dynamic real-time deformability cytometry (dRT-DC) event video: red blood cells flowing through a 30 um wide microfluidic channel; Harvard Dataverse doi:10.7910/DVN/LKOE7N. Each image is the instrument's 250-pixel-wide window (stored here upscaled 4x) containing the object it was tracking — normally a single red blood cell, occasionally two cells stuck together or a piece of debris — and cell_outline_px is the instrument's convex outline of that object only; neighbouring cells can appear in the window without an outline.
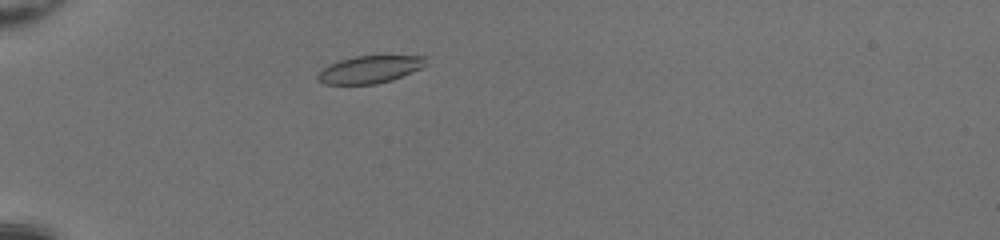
{"species": "common noctule bat (a hibernating species)", "species_latin": "Nyctalus noctula", "temperature_condition": "room temperature", "stored_images_in_passage": 41, "camera_frame_rate_fps": 3000, "um_per_image_px": 0.085, "animal": {"sex": "female", "body_mass_g": 20.0, "forearm_length_mm": 54.0}, "frame": {"image": 1, "passage_image": 7, "time_ms": 2.0, "image_size_px": [1000, 240], "cell_outline_px": [[428, 64], [412, 72], [392, 80], [376, 84], [324, 84], [316, 80], [316, 72], [328, 64], [340, 60], [356, 56], [428, 56]], "centroid_in_image_um": [31.4, 5.9], "position_along_channel_um": 53.6, "area_um2": 17.51}}
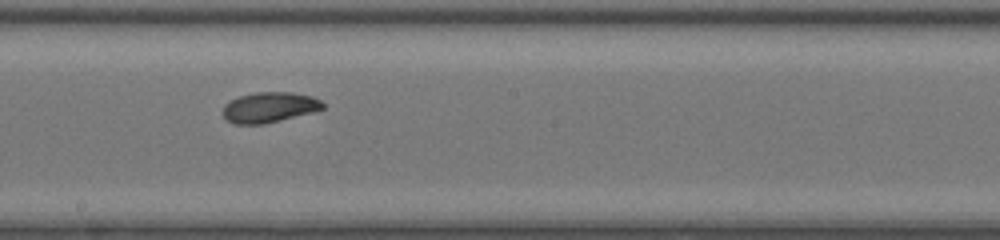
{"frame": {"image": 2, "passage_image": 21, "time_ms": 6.667, "image_size_px": [1000, 240], "cell_outline_px": [[324, 108], [312, 112], [264, 124], [232, 124], [220, 112], [224, 104], [240, 96], [256, 92], [292, 92], [312, 96], [320, 100], [324, 104]], "centroid_in_image_um": [22.86, 9.12], "position_along_channel_um": 225.3, "area_um2": 17.69}}
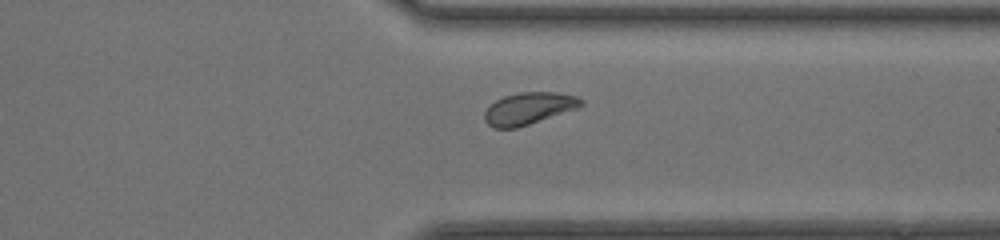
{"frame": {"image": 3, "passage_image": 31, "time_ms": 10.0, "image_size_px": [1000, 240], "cell_outline_px": [[584, 104], [580, 108], [516, 128], [492, 128], [484, 120], [484, 112], [496, 100], [504, 96], [520, 92], [556, 92], [576, 96], [584, 100]], "centroid_in_image_um": [44.98, 9.22], "position_along_channel_um": 366.4, "area_um2": 18.09}, "authors_computed_cell_mechanics": {"area_um2": 18.0914, "velocity_mm_per_s": 4.2377, "shape_relaxation_time_tau1_ms": 2.9492, "shape_relaxation_time_tau2_ms": 2.3725, "deformation_change_tau1": 0.1244, "deformation_change_tau2": 0.0662}}